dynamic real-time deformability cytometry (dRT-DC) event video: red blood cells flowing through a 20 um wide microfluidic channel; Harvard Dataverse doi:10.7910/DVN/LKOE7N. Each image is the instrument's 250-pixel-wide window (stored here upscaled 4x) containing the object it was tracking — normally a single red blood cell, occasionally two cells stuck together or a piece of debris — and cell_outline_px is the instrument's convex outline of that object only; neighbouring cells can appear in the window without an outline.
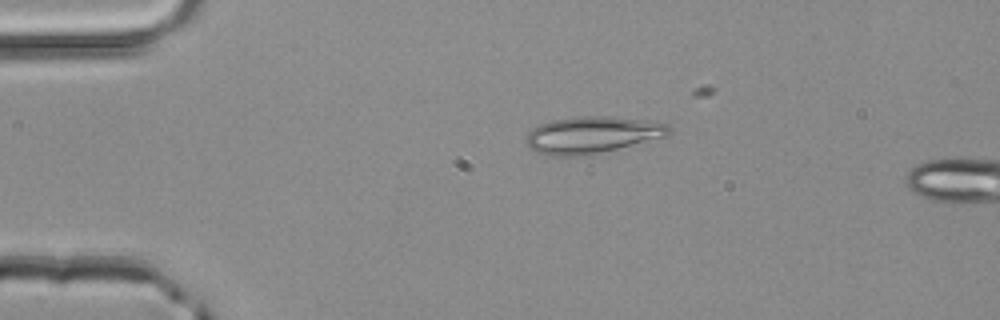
{"species": "common noctule bat (a hibernating species)", "species_latin": "Nyctalus noctula", "temperature_condition": "room temperature", "stored_images_in_passage": 2, "camera_frame_rate_fps": 3000, "um_per_image_px": 0.085, "animal": {"sex": "male", "body_mass_g": 20.4}, "frame": {"image": 1, "passage_image": 1, "time_ms": 0.0, "image_size_px": [1000, 320], "cell_outline_px": [[672, 132], [668, 136], [592, 156], [552, 156], [540, 152], [524, 144], [528, 132], [532, 128], [540, 124], [552, 120], [580, 116], [612, 116], [648, 120], [668, 124], [672, 128]], "centroid_in_image_um": [50.39, 11.47], "position_along_channel_um": 34.6, "area_um2": 31.33}}